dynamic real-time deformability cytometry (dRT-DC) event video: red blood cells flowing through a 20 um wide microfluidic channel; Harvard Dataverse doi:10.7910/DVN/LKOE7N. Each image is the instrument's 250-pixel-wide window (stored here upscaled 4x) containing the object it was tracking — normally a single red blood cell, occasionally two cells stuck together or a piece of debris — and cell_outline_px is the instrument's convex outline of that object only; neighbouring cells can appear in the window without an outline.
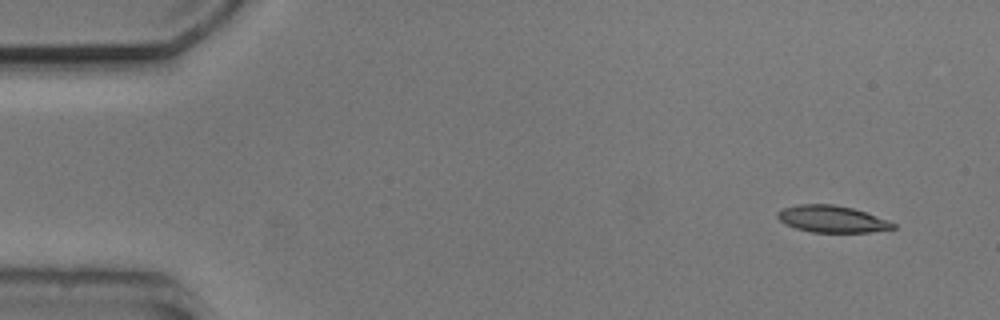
{"species": "common noctule bat (a hibernating species)", "species_latin": "Nyctalus noctula", "temperature_condition": "cold", "stored_images_in_passage": 4, "camera_frame_rate_fps": 3000, "um_per_image_px": 0.085, "animal": {"sex": "male", "body_mass_g": 20.5, "forearm_length_mm": 52.5}, "frame": {"image": 1, "passage_image": 1, "time_ms": 0.0, "image_size_px": [1000, 320], "cell_outline_px": [[896, 228], [868, 232], [812, 232], [796, 228], [784, 224], [776, 216], [776, 212], [780, 208], [796, 204], [832, 204], [852, 208], [888, 220], [896, 224]], "centroid_in_image_um": [70.66, 18.61], "position_along_channel_um": 14.3, "area_um2": 18.09}}
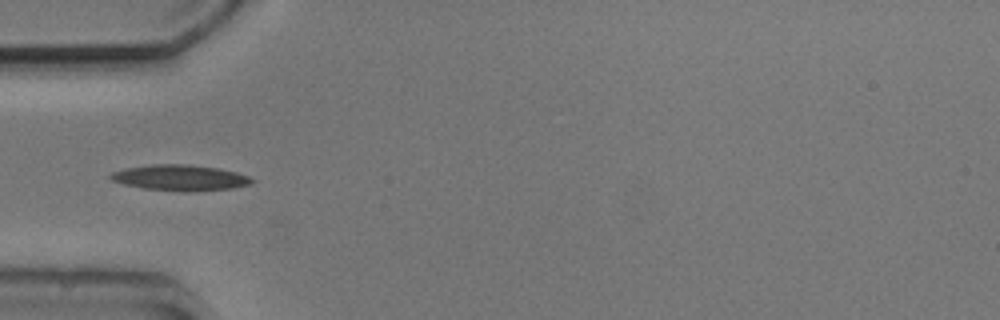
{"frame": {"image": 2, "passage_image": 4, "time_ms": 4.333, "image_size_px": [1000, 320], "cell_outline_px": [[256, 180], [252, 184], [232, 188], [192, 192], [188, 192], [144, 188], [124, 184], [112, 180], [108, 176], [112, 172], [124, 168], [152, 164], [184, 164], [220, 168], [236, 172], [248, 176]], "centroid_in_image_um": [15.34, 15.1], "position_along_channel_um": 69.7, "area_um2": 21.33}}